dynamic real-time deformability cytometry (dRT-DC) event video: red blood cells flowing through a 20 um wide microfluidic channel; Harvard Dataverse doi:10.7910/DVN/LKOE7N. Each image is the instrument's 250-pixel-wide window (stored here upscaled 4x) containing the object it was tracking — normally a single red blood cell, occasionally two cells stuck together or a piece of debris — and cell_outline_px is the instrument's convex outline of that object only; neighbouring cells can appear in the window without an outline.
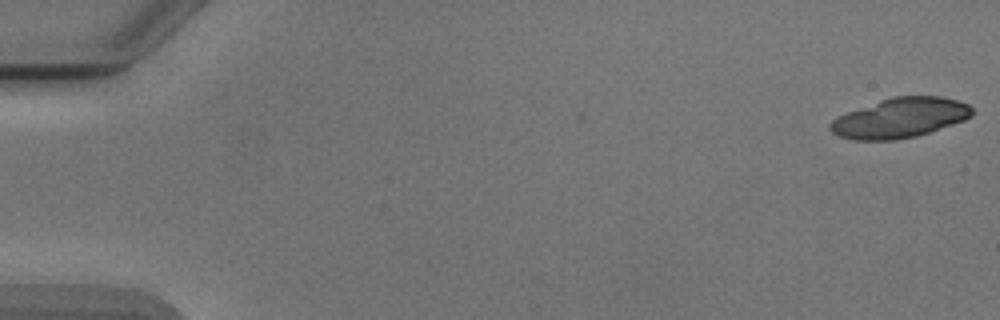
{"species": "Egyptian fruit bat (a non-hibernating species)", "species_latin": "Rousettus aegyptiacus", "temperature_condition": "cold", "stored_images_in_passage": 6, "camera_frame_rate_fps": 3000, "um_per_image_px": 0.085, "animal": {"sex": "male"}, "frame": {"image": 1, "passage_image": 1, "time_ms": 0.0, "image_size_px": [1000, 320], "cell_outline_px": [[972, 116], [964, 120], [916, 136], [896, 140], [856, 140], [840, 136], [832, 132], [828, 128], [828, 124], [836, 116], [880, 100], [892, 96], [940, 96], [956, 100], [968, 104], [972, 108]], "centroid_in_image_um": [76.47, 10.02], "position_along_channel_um": 8.5, "area_um2": 32.77}}
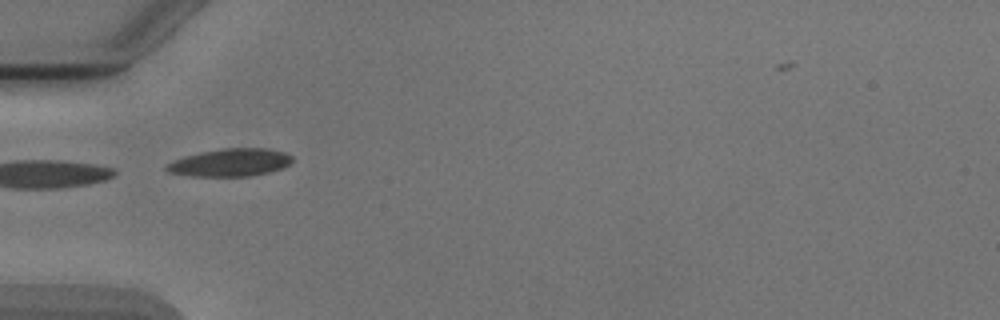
{"frame": {"image": 2, "passage_image": 6, "time_ms": 5.667, "image_size_px": [1000, 320], "cell_outline_px": [[292, 160], [284, 168], [268, 172], [248, 176], [192, 176], [168, 172], [164, 168], [164, 164], [184, 156], [200, 152], [224, 148], [264, 148], [284, 152], [292, 156]], "centroid_in_image_um": [19.53, 13.81], "position_along_channel_um": 65.5, "area_um2": 20.29}}